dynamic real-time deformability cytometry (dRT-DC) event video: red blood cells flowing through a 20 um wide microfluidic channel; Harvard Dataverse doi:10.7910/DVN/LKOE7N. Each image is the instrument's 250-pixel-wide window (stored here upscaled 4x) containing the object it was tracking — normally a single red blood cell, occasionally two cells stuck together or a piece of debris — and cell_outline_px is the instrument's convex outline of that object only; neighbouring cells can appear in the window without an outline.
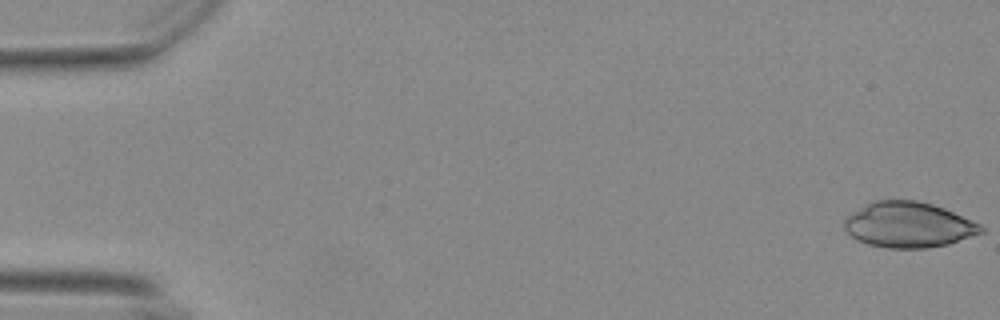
{"species": "Egyptian fruit bat (a non-hibernating species)", "species_latin": "Rousettus aegyptiacus", "temperature_condition": "warm", "stored_images_in_passage": 55, "camera_frame_rate_fps": 3000, "um_per_image_px": 0.085, "animal": {"sex": "female"}, "frame": {"image": 1, "passage_image": 1, "time_ms": 0.0, "image_size_px": [1000, 320], "cell_outline_px": [[984, 232], [948, 244], [928, 248], [888, 248], [868, 244], [856, 240], [844, 228], [844, 220], [852, 212], [872, 200], [916, 200], [932, 204], [944, 208], [980, 224], [984, 228]], "centroid_in_image_um": [77.21, 19.11], "position_along_channel_um": 7.8, "area_um2": 36.18}}